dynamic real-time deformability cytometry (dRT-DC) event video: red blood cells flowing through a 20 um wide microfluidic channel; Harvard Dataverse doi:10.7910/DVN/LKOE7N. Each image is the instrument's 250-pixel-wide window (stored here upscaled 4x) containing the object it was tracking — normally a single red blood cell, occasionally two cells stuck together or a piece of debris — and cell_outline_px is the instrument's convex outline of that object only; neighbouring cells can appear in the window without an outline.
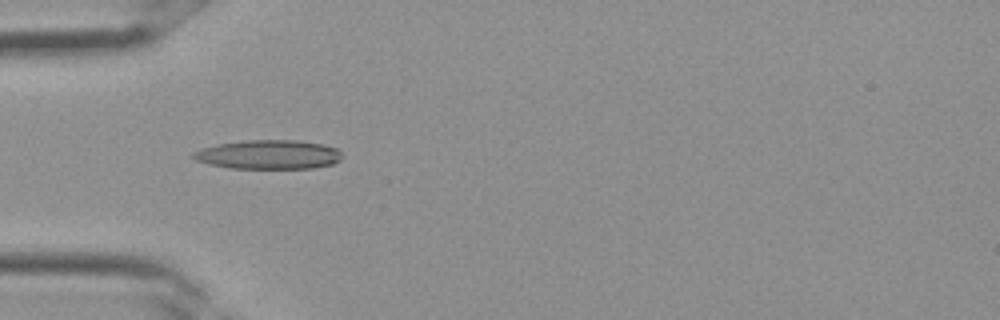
{"species": "Egyptian fruit bat (a non-hibernating species)", "species_latin": "Rousettus aegyptiacus", "temperature_condition": "room temperature", "stored_images_in_passage": 13, "camera_frame_rate_fps": 3000, "um_per_image_px": 0.085, "frame": {"image": 1, "passage_image": 11, "time_ms": 3.333, "image_size_px": [1000, 320], "cell_outline_px": [[344, 156], [340, 160], [332, 164], [312, 168], [232, 168], [208, 164], [196, 160], [192, 156], [192, 152], [216, 144], [248, 140], [296, 140], [324, 144], [336, 148]], "centroid_in_image_um": [22.85, 13.13], "position_along_channel_um": 62.1, "area_um2": 25.2}}
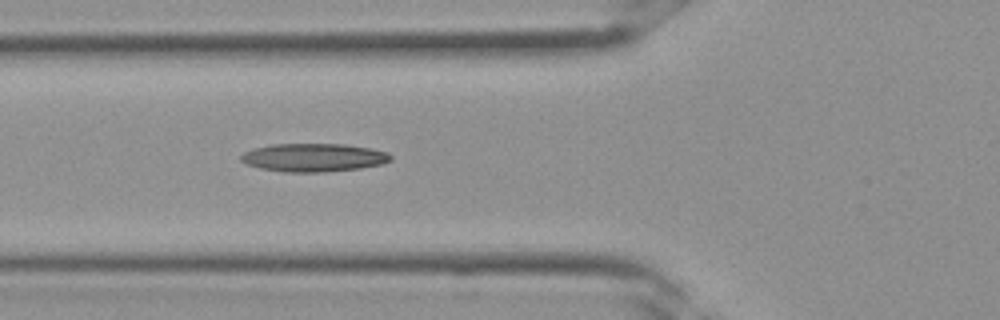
{"frame": {"image": 2, "passage_image": 13, "time_ms": 4.0, "image_size_px": [1000, 320], "cell_outline_px": [[392, 160], [380, 164], [360, 168], [324, 172], [284, 172], [260, 168], [244, 164], [240, 160], [240, 156], [244, 152], [256, 148], [272, 144], [344, 144], [368, 148], [388, 152], [392, 156]], "centroid_in_image_um": [26.64, 13.39], "position_along_channel_um": 99.2, "area_um2": 24.62}}